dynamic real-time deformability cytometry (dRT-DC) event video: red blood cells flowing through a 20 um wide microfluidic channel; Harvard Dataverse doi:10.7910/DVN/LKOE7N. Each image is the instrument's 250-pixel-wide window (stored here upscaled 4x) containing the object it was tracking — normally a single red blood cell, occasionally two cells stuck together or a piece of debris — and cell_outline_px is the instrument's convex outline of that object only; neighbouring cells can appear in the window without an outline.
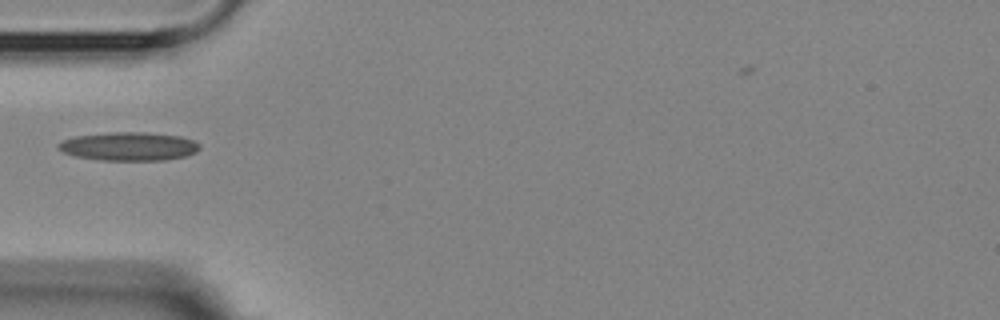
{"species": "Egyptian fruit bat (a non-hibernating species)", "species_latin": "Rousettus aegyptiacus", "temperature_condition": "room temperature", "stored_images_in_passage": 4, "camera_frame_rate_fps": 3000, "um_per_image_px": 0.085, "animal": {"sex": "female"}, "frame": {"image": 1, "passage_image": 4, "time_ms": 4.667, "image_size_px": [1000, 320], "cell_outline_px": [[200, 148], [196, 152], [184, 156], [164, 160], [100, 160], [76, 156], [64, 152], [56, 148], [56, 144], [64, 140], [76, 136], [112, 132], [148, 132], [180, 136], [192, 140], [200, 144]], "centroid_in_image_um": [10.95, 12.44], "position_along_channel_um": 74.0, "area_um2": 23.41}}